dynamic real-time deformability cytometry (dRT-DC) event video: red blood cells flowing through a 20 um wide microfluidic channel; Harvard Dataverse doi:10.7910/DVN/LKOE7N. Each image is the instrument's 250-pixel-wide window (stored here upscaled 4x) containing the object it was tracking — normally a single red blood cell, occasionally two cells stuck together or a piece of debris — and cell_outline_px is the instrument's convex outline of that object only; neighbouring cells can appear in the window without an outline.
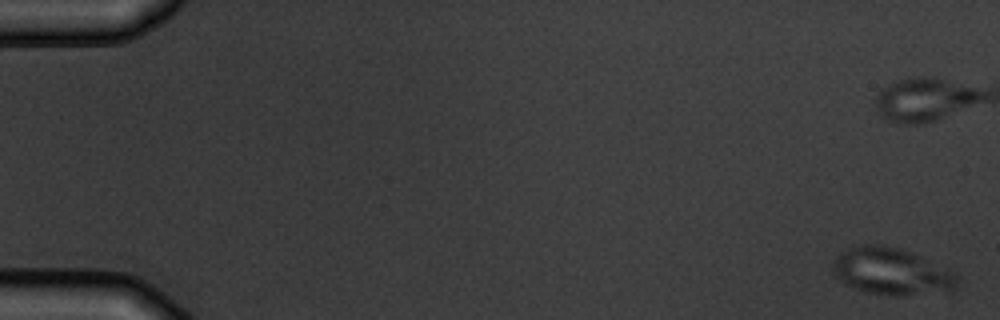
{"species": "common noctule bat (a hibernating species)", "species_latin": "Nyctalus noctula", "temperature_condition": "warm", "stored_images_in_passage": 6, "camera_frame_rate_fps": 3000, "um_per_image_px": 0.085, "animal": {"sex": "male", "body_mass_g": 19.5, "forearm_length_mm": 54.6}, "frame": {"image": 1, "passage_image": 1, "time_ms": 0.0, "image_size_px": [1000, 320], "cell_outline_px": [[960, 276], [956, 284], [952, 288], [904, 296], [868, 292], [856, 288], [840, 280], [836, 276], [832, 264], [840, 252], [848, 248], [860, 244], [884, 244], [900, 248], [912, 252], [956, 272]], "centroid_in_image_um": [75.77, 23.02], "position_along_channel_um": 9.2, "area_um2": 33.58}}